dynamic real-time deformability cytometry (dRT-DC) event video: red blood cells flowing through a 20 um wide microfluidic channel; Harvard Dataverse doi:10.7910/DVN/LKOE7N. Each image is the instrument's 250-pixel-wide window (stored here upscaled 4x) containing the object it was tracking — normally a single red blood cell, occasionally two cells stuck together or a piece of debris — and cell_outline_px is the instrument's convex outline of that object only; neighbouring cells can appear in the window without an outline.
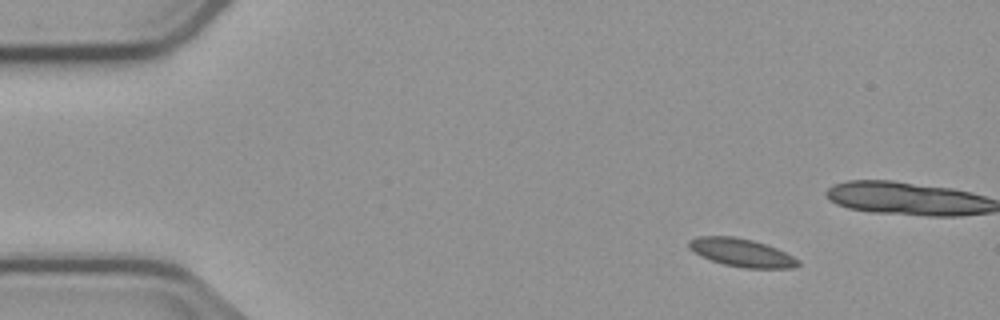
{"species": "common noctule bat (a hibernating species)", "species_latin": "Nyctalus noctula", "temperature_condition": "cold", "stored_images_in_passage": 6, "camera_frame_rate_fps": 3000, "um_per_image_px": 0.085, "animal": {"sex": "male", "body_mass_g": 23.1, "forearm_length_mm": 52.7}, "frame": {"image": 1, "passage_image": 1, "time_ms": 0.0, "image_size_px": [1000, 320], "cell_outline_px": [[800, 264], [792, 268], [744, 268], [724, 264], [700, 256], [688, 248], [688, 240], [696, 236], [736, 236], [752, 240], [776, 248], [800, 260]], "centroid_in_image_um": [62.99, 21.46], "position_along_channel_um": 22.0, "area_um2": 17.86}}
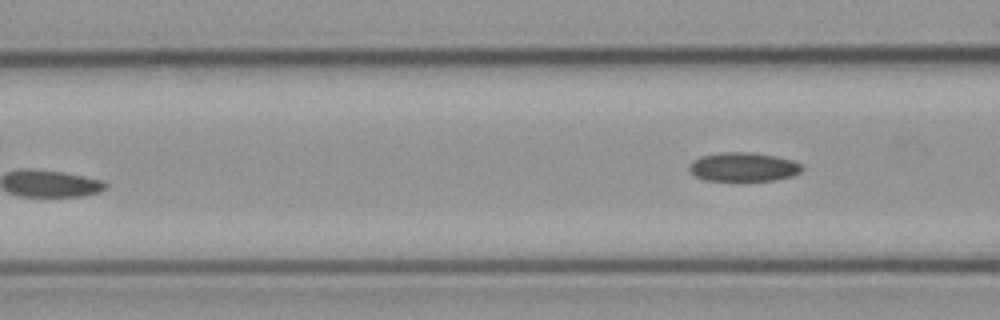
{"frame": {"image": 2, "passage_image": 6, "time_ms": 6.0, "image_size_px": [1000, 320], "cell_outline_px": [[804, 168], [800, 172], [792, 176], [776, 180], [736, 184], [732, 184], [704, 180], [692, 176], [688, 172], [688, 164], [692, 160], [700, 156], [720, 152], [752, 152], [776, 156], [792, 160], [800, 164]], "centroid_in_image_um": [63.1, 14.25], "position_along_channel_um": 103.5, "area_um2": 20.4}}